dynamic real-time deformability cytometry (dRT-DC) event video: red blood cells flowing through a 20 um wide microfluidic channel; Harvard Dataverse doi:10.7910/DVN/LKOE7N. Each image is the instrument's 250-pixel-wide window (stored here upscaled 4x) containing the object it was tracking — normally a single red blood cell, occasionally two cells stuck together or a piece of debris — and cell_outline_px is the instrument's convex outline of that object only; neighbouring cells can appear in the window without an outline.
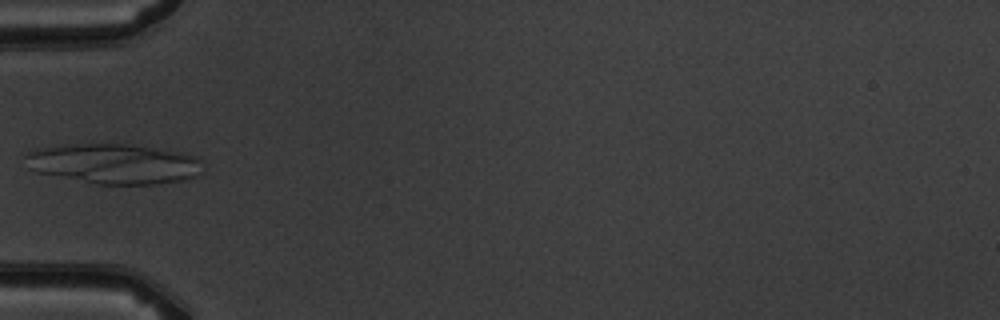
{"species": "common noctule bat (a hibernating species)", "species_latin": "Nyctalus noctula", "temperature_condition": "warm", "stored_images_in_passage": 2, "camera_frame_rate_fps": 3000, "um_per_image_px": 0.085, "animal": {"sex": "male", "body_mass_g": 19.5, "forearm_length_mm": 54.6}, "frame": {"image": 1, "passage_image": 1, "time_ms": 0.0, "image_size_px": [1000, 320], "cell_outline_px": [[200, 172], [196, 176], [184, 180], [156, 184], [92, 184], [36, 172], [28, 168], [24, 156], [32, 148], [76, 144], [128, 144], [176, 152], [196, 156], [200, 160]], "centroid_in_image_um": [9.6, 13.93], "position_along_channel_um": 75.4, "area_um2": 41.44}}
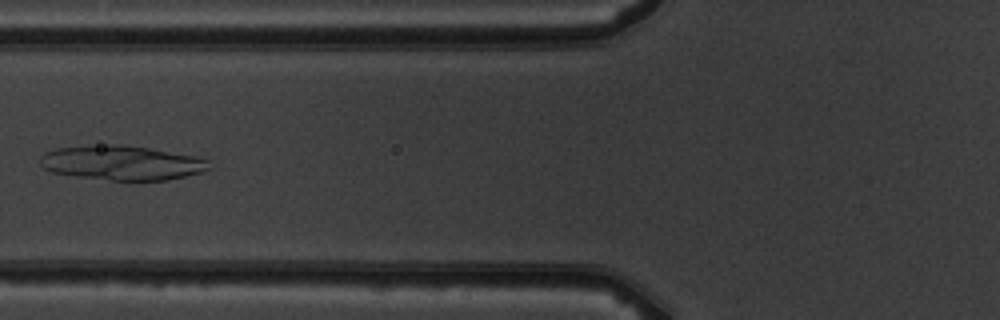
{"frame": {"image": 2, "passage_image": 2, "time_ms": 1.0, "image_size_px": [1000, 320], "cell_outline_px": [[212, 168], [200, 172], [168, 180], [112, 180], [76, 176], [52, 172], [44, 168], [40, 164], [40, 156], [44, 152], [56, 148], [108, 144], [120, 144], [148, 148], [196, 156], [208, 160]], "centroid_in_image_um": [10.35, 13.83], "position_along_channel_um": 115.5, "area_um2": 33.87}}